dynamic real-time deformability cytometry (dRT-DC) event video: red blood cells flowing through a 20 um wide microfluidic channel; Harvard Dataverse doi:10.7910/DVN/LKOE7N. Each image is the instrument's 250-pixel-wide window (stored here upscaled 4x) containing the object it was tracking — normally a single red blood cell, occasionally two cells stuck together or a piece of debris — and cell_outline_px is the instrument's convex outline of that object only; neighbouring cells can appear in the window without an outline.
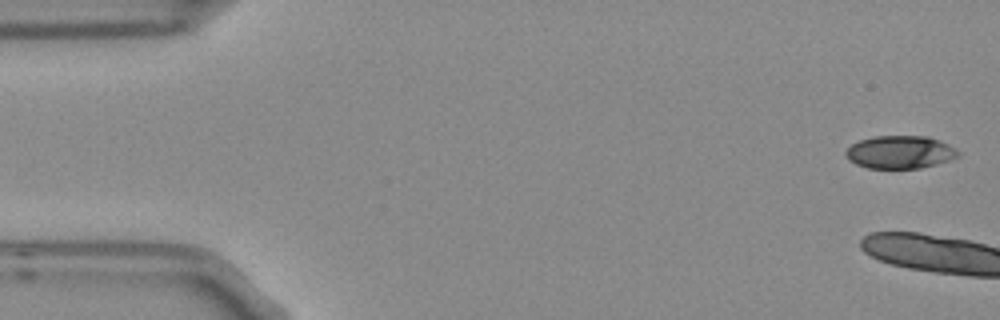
{"species": "Egyptian fruit bat (a non-hibernating species)", "species_latin": "Rousettus aegyptiacus", "temperature_condition": "room temperature", "stored_images_in_passage": 6, "camera_frame_rate_fps": 3000, "um_per_image_px": 0.085, "frame": {"image": 1, "passage_image": 1, "time_ms": 0.0, "image_size_px": [1000, 320], "cell_outline_px": [[960, 156], [936, 164], [920, 168], [868, 168], [856, 164], [848, 160], [844, 152], [852, 144], [860, 140], [876, 136], [928, 136], [948, 144], [956, 148], [960, 152]], "centroid_in_image_um": [76.51, 12.93], "position_along_channel_um": 8.5, "area_um2": 21.5}}
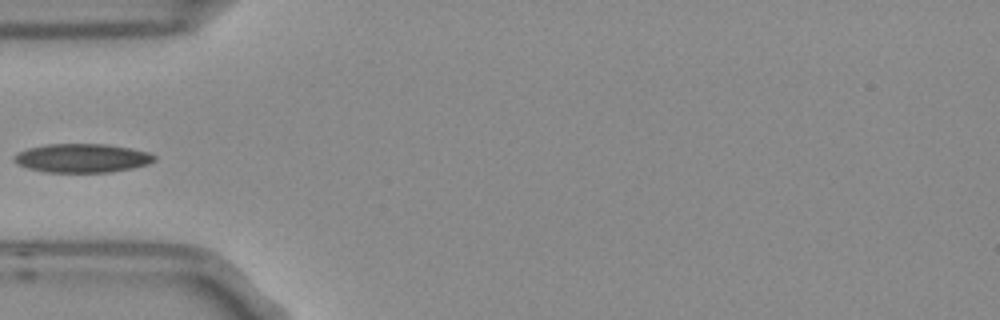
{"frame": {"image": 2, "passage_image": 6, "time_ms": 1.667, "image_size_px": [1000, 320], "cell_outline_px": [[156, 160], [148, 164], [132, 168], [108, 172], [44, 172], [28, 168], [16, 164], [12, 160], [12, 156], [16, 152], [28, 148], [44, 144], [108, 144], [148, 152], [156, 156]], "centroid_in_image_um": [6.92, 13.43], "position_along_channel_um": 78.1, "area_um2": 23.7}}